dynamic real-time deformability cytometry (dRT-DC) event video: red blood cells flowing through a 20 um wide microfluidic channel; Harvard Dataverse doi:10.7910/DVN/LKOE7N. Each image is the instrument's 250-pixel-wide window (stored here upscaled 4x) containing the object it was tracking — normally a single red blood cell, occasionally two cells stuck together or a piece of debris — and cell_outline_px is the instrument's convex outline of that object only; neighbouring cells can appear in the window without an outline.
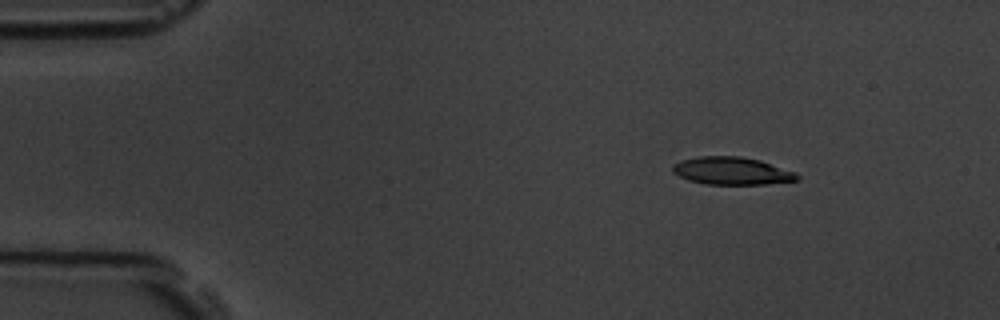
{"species": "common noctule bat (a hibernating species)", "species_latin": "Nyctalus noctula", "temperature_condition": "room temperature", "stored_images_in_passage": 4, "camera_frame_rate_fps": 3000, "um_per_image_px": 0.085, "animal": {"sex": "male", "body_mass_g": 19.5, "forearm_length_mm": 54.6}, "frame": {"image": 1, "passage_image": 2, "time_ms": 1.0, "image_size_px": [1000, 320], "cell_outline_px": [[800, 180], [764, 184], [708, 184], [688, 180], [672, 172], [672, 164], [680, 160], [696, 156], [740, 156], [760, 160], [796, 172], [800, 176]], "centroid_in_image_um": [62.2, 14.52], "position_along_channel_um": 22.8, "area_um2": 20.17}}